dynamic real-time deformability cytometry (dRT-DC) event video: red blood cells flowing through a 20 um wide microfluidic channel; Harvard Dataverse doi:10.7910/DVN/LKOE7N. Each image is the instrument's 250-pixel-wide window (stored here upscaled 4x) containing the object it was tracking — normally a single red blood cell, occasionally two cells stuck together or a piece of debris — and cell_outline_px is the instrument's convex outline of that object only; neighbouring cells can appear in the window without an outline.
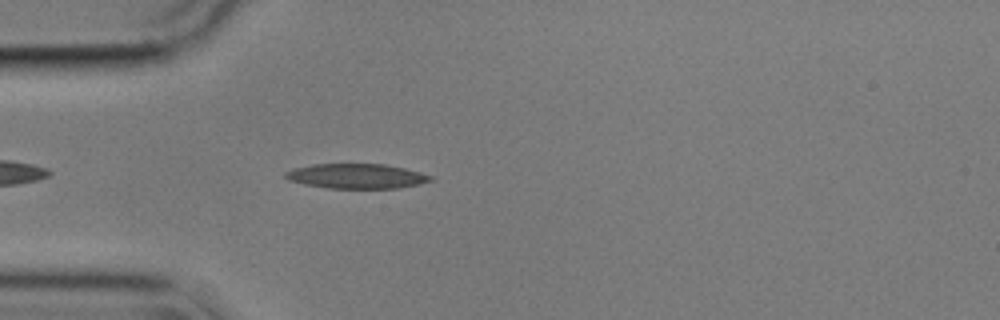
{"species": "common noctule bat (a hibernating species)", "species_latin": "Nyctalus noctula", "temperature_condition": "cold", "stored_images_in_passage": 37, "camera_frame_rate_fps": 3000, "um_per_image_px": 0.085, "animal": {"sex": "male", "body_mass_g": 17.9}, "frame": {"image": 1, "passage_image": 5, "time_ms": 1.333, "image_size_px": [1000, 320], "cell_outline_px": [[436, 180], [420, 184], [400, 188], [328, 188], [304, 184], [288, 180], [284, 176], [284, 172], [292, 168], [312, 164], [384, 164], [404, 168], [420, 172], [432, 176]], "centroid_in_image_um": [30.31, 14.97], "position_along_channel_um": 54.7, "area_um2": 21.15}}
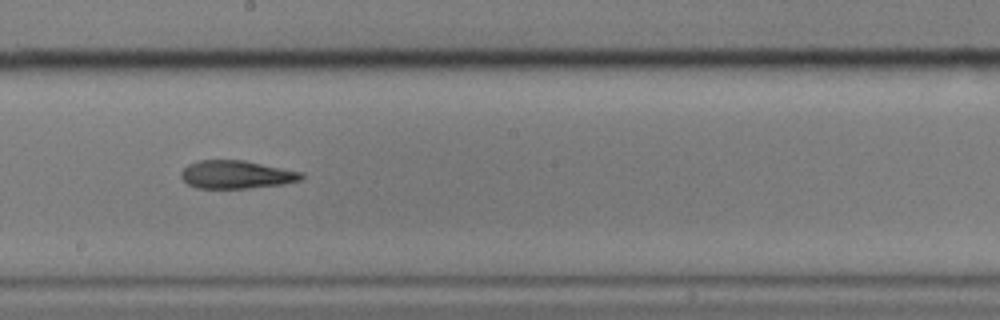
{"frame": {"image": 2, "passage_image": 20, "time_ms": 6.333, "image_size_px": [1000, 320], "cell_outline_px": [[304, 180], [284, 184], [248, 188], [196, 188], [188, 184], [180, 176], [180, 172], [188, 164], [200, 160], [244, 160], [304, 172]], "centroid_in_image_um": [20.13, 14.84], "position_along_channel_um": 228.1, "area_um2": 19.88}}
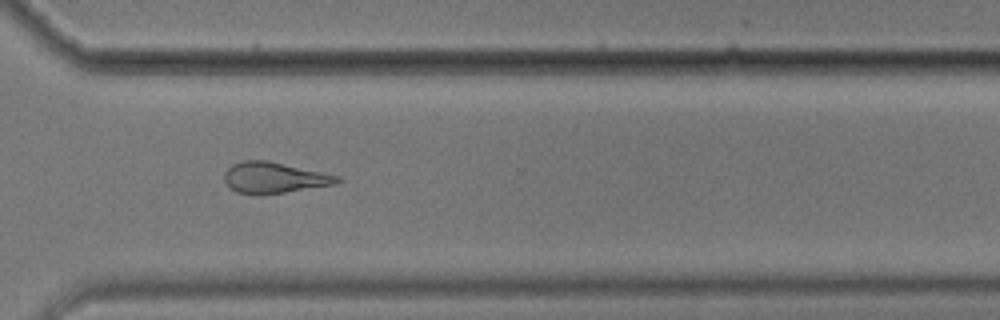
{"frame": {"image": 3, "passage_image": 30, "time_ms": 9.667, "image_size_px": [1000, 320], "cell_outline_px": [[340, 180], [336, 184], [284, 192], [236, 192], [224, 180], [224, 172], [232, 164], [244, 160], [268, 160], [340, 176]], "centroid_in_image_um": [23.32, 15.06], "position_along_channel_um": 347.3, "area_um2": 19.71}}